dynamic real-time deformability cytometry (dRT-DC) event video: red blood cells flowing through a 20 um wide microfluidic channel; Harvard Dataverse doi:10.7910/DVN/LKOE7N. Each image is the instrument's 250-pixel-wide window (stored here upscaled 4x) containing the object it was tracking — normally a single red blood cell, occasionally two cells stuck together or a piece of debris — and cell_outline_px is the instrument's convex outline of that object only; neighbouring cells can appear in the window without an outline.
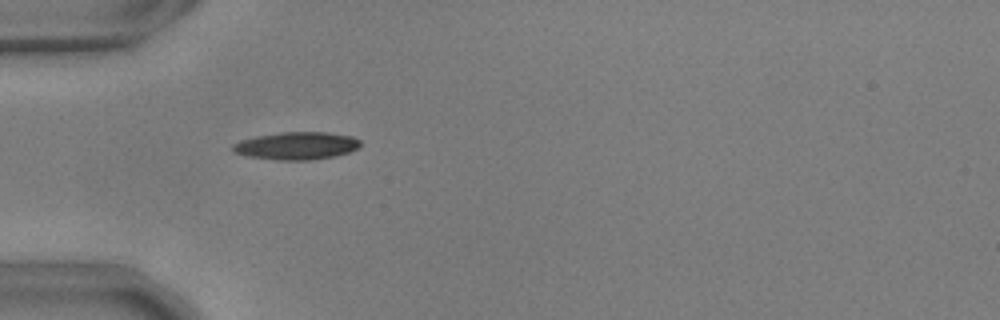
{"species": "common noctule bat (a hibernating species)", "species_latin": "Nyctalus noctula", "temperature_condition": "warm", "stored_images_in_passage": 5, "camera_frame_rate_fps": 3000, "um_per_image_px": 0.085, "animal": {"sex": "male", "body_mass_g": 17.9, "forearm_length_mm": 54.2}, "frame": {"image": 1, "passage_image": 1, "time_ms": 0.0, "image_size_px": [1000, 320], "cell_outline_px": [[360, 148], [348, 152], [332, 156], [308, 160], [276, 160], [248, 156], [236, 152], [232, 148], [232, 144], [240, 140], [256, 136], [284, 132], [328, 132], [352, 136], [360, 140]], "centroid_in_image_um": [25.22, 12.38], "position_along_channel_um": 59.8, "area_um2": 20.4}}